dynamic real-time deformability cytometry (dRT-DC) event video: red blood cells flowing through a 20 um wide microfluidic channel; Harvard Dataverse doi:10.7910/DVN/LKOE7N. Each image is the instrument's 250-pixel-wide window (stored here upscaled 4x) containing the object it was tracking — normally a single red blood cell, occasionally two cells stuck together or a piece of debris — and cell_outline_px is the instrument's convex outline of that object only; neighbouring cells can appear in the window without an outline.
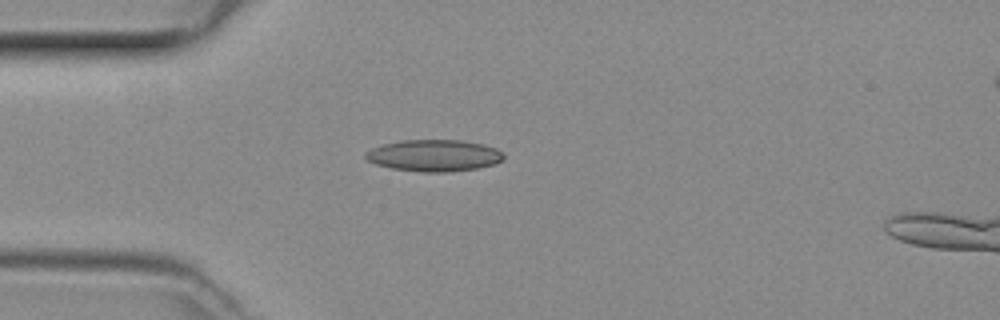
{"species": "common noctule bat (a hibernating species)", "species_latin": "Nyctalus noctula", "temperature_condition": "room temperature", "stored_images_in_passage": 38, "segment_of_instrument_passage": [1, 2], "camera_frame_rate_fps": 3000, "um_per_image_px": 0.085, "animal": {"sex": "female", "body_mass_g": 29.2, "forearm_length_mm": 56.3}, "frame": {"image": 1, "passage_image": 1, "time_ms": 0.0, "image_size_px": [1000, 320], "cell_outline_px": [[504, 160], [496, 164], [476, 168], [444, 172], [424, 172], [392, 168], [376, 164], [368, 160], [364, 156], [364, 152], [380, 144], [400, 140], [460, 140], [484, 144], [496, 148], [504, 156]], "centroid_in_image_um": [36.88, 13.21], "position_along_channel_um": 48.1, "area_um2": 25.55}}
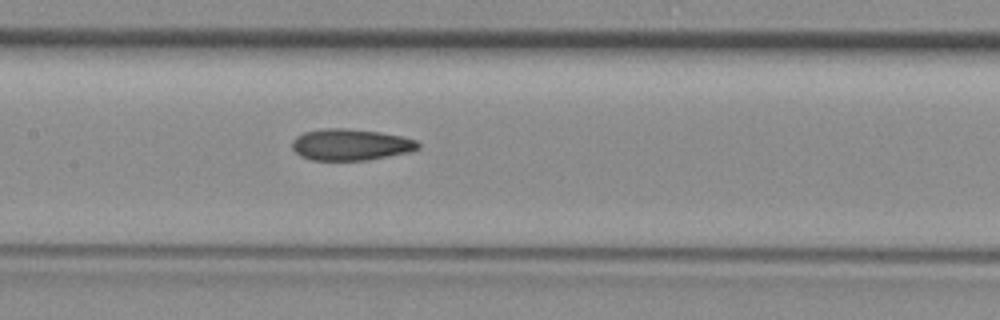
{"frame": {"image": 2, "passage_image": 11, "time_ms": 3.333, "image_size_px": [1000, 320], "cell_outline_px": [[420, 144], [416, 148], [408, 152], [364, 160], [312, 160], [300, 156], [292, 148], [292, 140], [296, 136], [304, 132], [324, 128], [344, 128], [380, 132], [400, 136], [416, 140]], "centroid_in_image_um": [29.74, 12.29], "position_along_channel_um": 177.7, "area_um2": 22.83}}
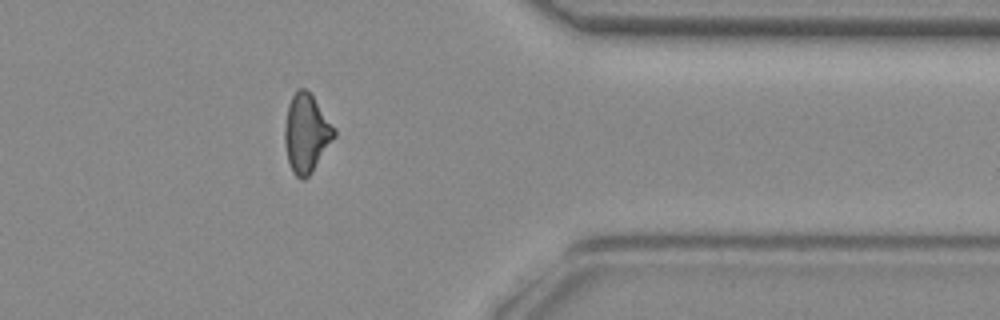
{"frame": {"image": 3, "passage_image": 27, "time_ms": 8.667, "image_size_px": [1000, 320], "cell_outline_px": [[336, 136], [312, 172], [304, 180], [300, 180], [292, 172], [288, 160], [284, 140], [284, 128], [288, 104], [296, 88], [304, 88], [312, 96], [336, 128]], "centroid_in_image_um": [26.04, 11.34], "position_along_channel_um": 385.4, "area_um2": 22.66}}